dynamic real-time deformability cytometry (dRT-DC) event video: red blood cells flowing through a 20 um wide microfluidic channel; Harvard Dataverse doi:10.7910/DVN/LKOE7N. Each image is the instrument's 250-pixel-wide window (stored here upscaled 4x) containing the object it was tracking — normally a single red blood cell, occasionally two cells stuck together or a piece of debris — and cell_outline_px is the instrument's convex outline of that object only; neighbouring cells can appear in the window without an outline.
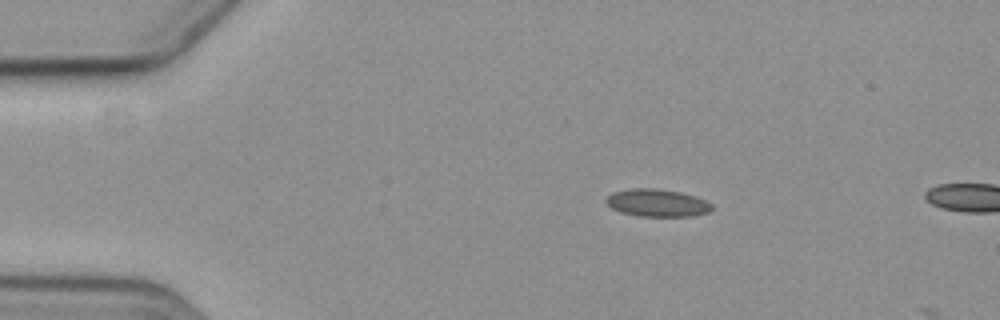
{"species": "common noctule bat (a hibernating species)", "species_latin": "Nyctalus noctula", "temperature_condition": "cold", "stored_images_in_passage": 3, "camera_frame_rate_fps": 3000, "um_per_image_px": 0.085, "animal": {"sex": "female", "body_mass_g": 19.3, "forearm_length_mm": 54.1}, "frame": {"image": 1, "passage_image": 2, "time_ms": 1.333, "image_size_px": [1000, 320], "cell_outline_px": [[712, 208], [708, 212], [692, 216], [640, 216], [620, 212], [612, 208], [604, 200], [612, 192], [632, 188], [656, 188], [680, 192], [704, 200], [712, 204]], "centroid_in_image_um": [55.82, 17.24], "position_along_channel_um": 29.2, "area_um2": 16.82}}